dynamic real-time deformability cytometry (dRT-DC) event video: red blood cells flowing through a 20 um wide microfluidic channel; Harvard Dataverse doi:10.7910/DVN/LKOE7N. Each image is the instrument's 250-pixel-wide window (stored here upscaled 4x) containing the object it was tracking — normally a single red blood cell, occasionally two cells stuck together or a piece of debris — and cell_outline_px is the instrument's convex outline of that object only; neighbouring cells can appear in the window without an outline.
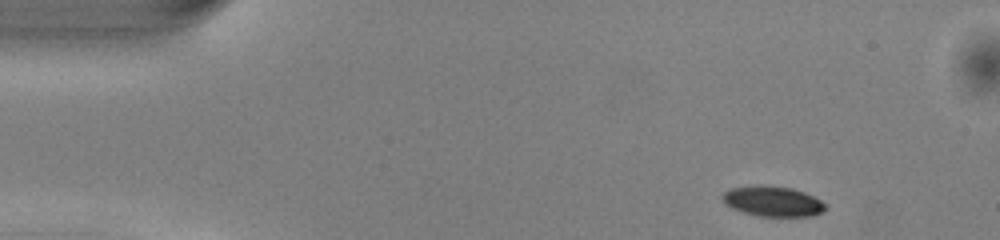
{"species": "common noctule bat (a hibernating species)", "species_latin": "Nyctalus noctula", "temperature_condition": "warm", "stored_images_in_passage": 46, "camera_frame_rate_fps": 3000, "um_per_image_px": 0.085, "animal": {"sex": "male", "body_mass_g": 13.0, "forearm_length_mm": 53.1}, "frame": {"image": 1, "passage_image": 1, "time_ms": 0.0, "image_size_px": [1000, 240], "cell_outline_px": [[824, 212], [812, 216], [760, 216], [744, 212], [732, 208], [724, 204], [720, 196], [724, 192], [732, 188], [752, 184], [756, 184], [792, 188], [804, 192], [820, 200], [824, 204]], "centroid_in_image_um": [65.63, 17.1], "position_along_channel_um": 19.4, "area_um2": 18.21}}
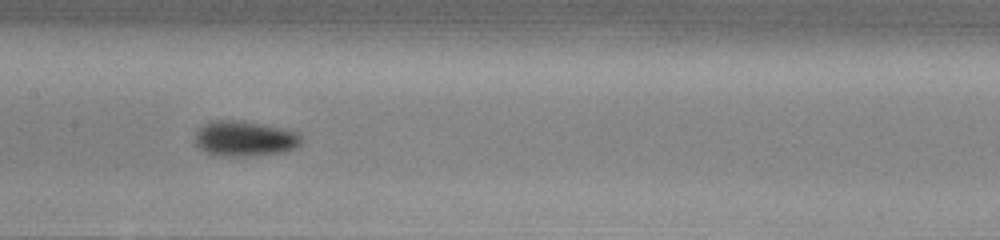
{"frame": {"image": 2, "passage_image": 20, "time_ms": 6.333, "image_size_px": [1000, 240], "cell_outline_px": [[304, 140], [300, 144], [284, 152], [244, 156], [220, 156], [208, 152], [200, 148], [196, 144], [196, 132], [204, 124], [212, 120], [244, 120], [300, 132], [304, 136]], "centroid_in_image_um": [20.85, 11.76], "position_along_channel_um": 186.6, "area_um2": 21.96}}
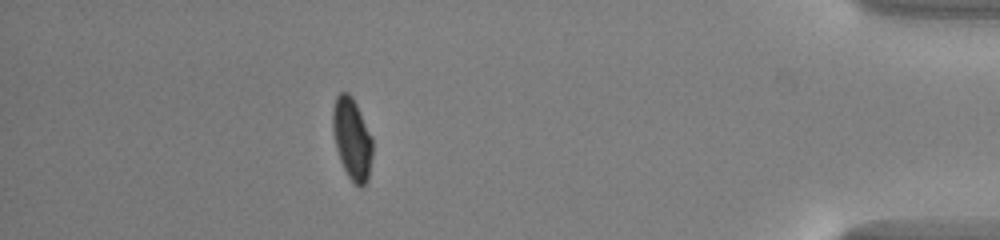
{"frame": {"image": 3, "passage_image": 40, "time_ms": 13.0, "image_size_px": [1000, 240], "cell_outline_px": [[372, 156], [368, 180], [364, 188], [360, 188], [348, 176], [340, 160], [336, 148], [332, 128], [332, 112], [336, 96], [340, 92], [348, 92], [352, 96], [372, 136]], "centroid_in_image_um": [29.92, 11.81], "position_along_channel_um": 405.3, "area_um2": 19.02}, "authors_computed_cell_mechanics": {"area_um2": 19.4208, "velocity_mm_per_s": 4.0628, "shape_relaxation_time_tau1_ms": 2.8661, "shape_relaxation_time_tau2_ms": 2.5992, "deformation_change_tau1": 0.1106, "deformation_change_tau2": 0.0611}}